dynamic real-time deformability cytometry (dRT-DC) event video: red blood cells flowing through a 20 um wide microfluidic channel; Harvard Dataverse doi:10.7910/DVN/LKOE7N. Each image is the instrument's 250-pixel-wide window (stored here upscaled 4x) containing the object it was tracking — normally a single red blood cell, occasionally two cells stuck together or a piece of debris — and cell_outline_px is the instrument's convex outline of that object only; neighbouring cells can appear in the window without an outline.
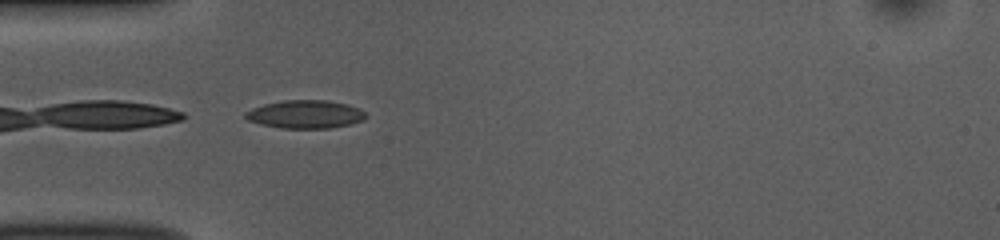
{"species": "common noctule bat (a hibernating species)", "species_latin": "Nyctalus noctula", "temperature_condition": "room temperature", "stored_images_in_passage": 8, "camera_frame_rate_fps": 3000, "um_per_image_px": 0.085, "animal": {"sex": "female", "body_mass_g": 10.0, "forearm_length_mm": 53.1}, "frame": {"image": 1, "passage_image": 1, "time_ms": 0.0, "image_size_px": [1000, 240], "cell_outline_px": [[368, 116], [364, 120], [352, 124], [332, 128], [280, 128], [260, 124], [248, 120], [244, 116], [244, 112], [252, 108], [264, 104], [284, 100], [328, 100], [348, 104], [360, 108]], "centroid_in_image_um": [25.98, 9.71], "position_along_channel_um": 59.0, "area_um2": 20.0}}
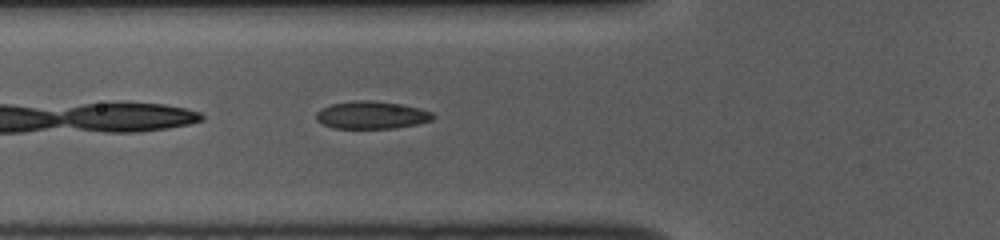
{"frame": {"image": 2, "passage_image": 4, "time_ms": 1.0, "image_size_px": [1000, 240], "cell_outline_px": [[436, 116], [432, 120], [416, 124], [392, 128], [336, 128], [324, 124], [316, 120], [316, 112], [332, 104], [356, 100], [368, 100], [400, 104], [420, 108], [432, 112]], "centroid_in_image_um": [31.61, 9.78], "position_along_channel_um": 94.2, "area_um2": 18.55}}